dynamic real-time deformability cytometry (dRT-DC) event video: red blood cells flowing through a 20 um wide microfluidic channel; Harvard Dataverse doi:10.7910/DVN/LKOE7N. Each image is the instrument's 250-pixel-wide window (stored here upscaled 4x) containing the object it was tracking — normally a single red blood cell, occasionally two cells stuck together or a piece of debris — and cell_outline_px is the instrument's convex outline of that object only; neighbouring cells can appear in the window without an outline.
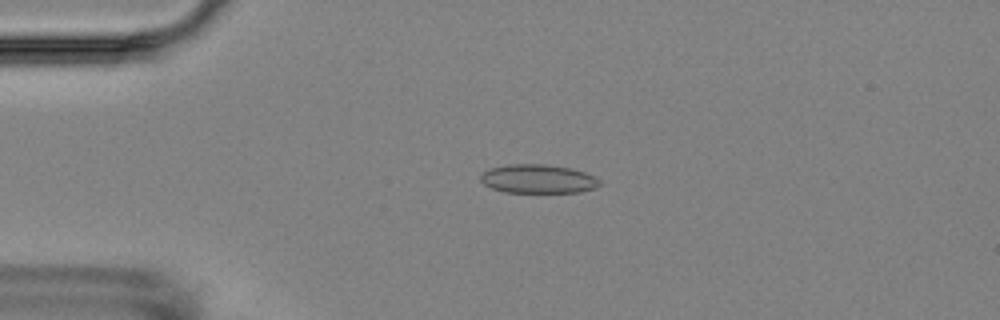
{"species": "Egyptian fruit bat (a non-hibernating species)", "species_latin": "Rousettus aegyptiacus", "temperature_condition": "room temperature", "stored_images_in_passage": 5, "camera_frame_rate_fps": 3000, "um_per_image_px": 0.085, "animal": {"sex": "female"}, "frame": {"image": 1, "passage_image": 4, "time_ms": 3.333, "image_size_px": [1000, 320], "cell_outline_px": [[600, 184], [596, 188], [580, 192], [504, 192], [492, 188], [484, 184], [480, 180], [480, 176], [484, 172], [492, 168], [508, 164], [544, 164], [572, 168], [584, 172], [600, 180]], "centroid_in_image_um": [45.74, 15.2], "position_along_channel_um": 39.3, "area_um2": 19.88}}